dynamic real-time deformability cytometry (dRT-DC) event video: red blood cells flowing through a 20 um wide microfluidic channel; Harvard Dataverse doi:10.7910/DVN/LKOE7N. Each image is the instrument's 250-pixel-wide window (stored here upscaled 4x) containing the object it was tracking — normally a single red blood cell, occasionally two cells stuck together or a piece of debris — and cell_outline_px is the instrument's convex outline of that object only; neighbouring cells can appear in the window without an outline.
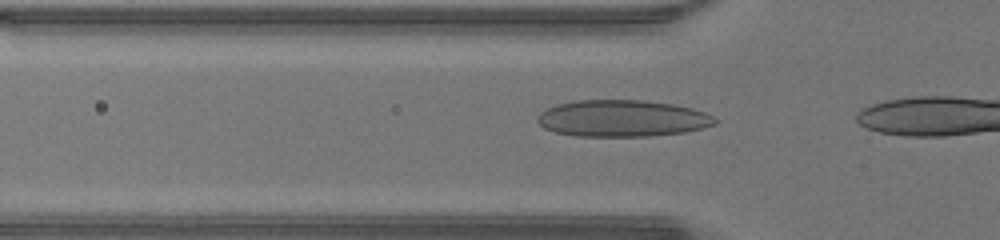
{"species": "human", "species_latin": "Homo sapiens", "temperature_condition": "warm", "stored_images_in_passage": 7, "camera_frame_rate_fps": 3000, "um_per_image_px": 0.085, "donor": {"sex": "male"}, "frame": {"image": 1, "passage_image": 2, "time_ms": 0.333, "image_size_px": [1000, 240], "cell_outline_px": [[720, 120], [716, 124], [704, 128], [684, 132], [648, 136], [576, 136], [556, 132], [544, 128], [536, 120], [536, 116], [540, 112], [556, 104], [576, 100], [640, 100], [672, 104], [692, 108], [704, 112]], "centroid_in_image_um": [52.89, 10.06], "position_along_channel_um": 72.9, "area_um2": 38.03}}
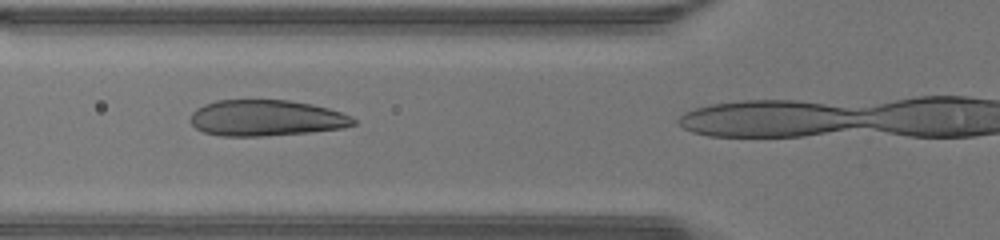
{"frame": {"image": 2, "passage_image": 4, "time_ms": 1.0, "image_size_px": [1000, 240], "cell_outline_px": [[356, 124], [344, 128], [308, 132], [260, 136], [220, 136], [204, 132], [196, 128], [188, 120], [192, 112], [196, 108], [204, 104], [216, 100], [288, 100], [312, 104], [328, 108], [352, 116], [356, 120]], "centroid_in_image_um": [22.6, 10.03], "position_along_channel_um": 103.2, "area_um2": 34.39}}